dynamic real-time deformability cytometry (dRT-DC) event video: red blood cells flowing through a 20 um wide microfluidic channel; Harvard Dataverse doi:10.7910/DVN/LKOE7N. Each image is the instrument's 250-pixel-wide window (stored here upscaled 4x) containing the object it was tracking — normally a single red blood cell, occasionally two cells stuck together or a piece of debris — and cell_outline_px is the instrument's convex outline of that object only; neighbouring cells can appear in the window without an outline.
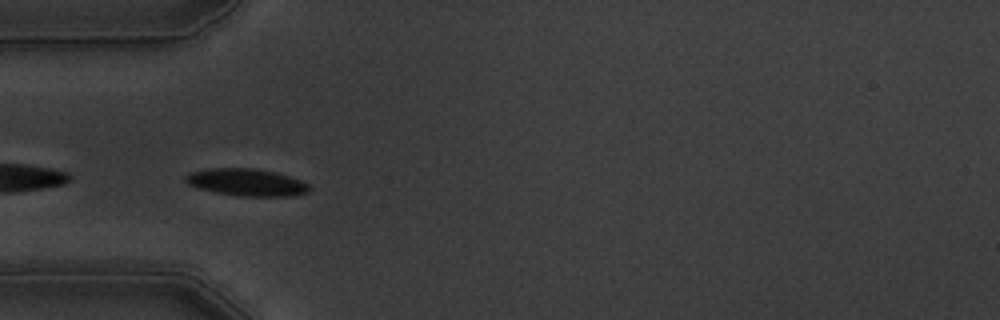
{"species": "common noctule bat (a hibernating species)", "species_latin": "Nyctalus noctula", "temperature_condition": "warm", "stored_images_in_passage": 13, "camera_frame_rate_fps": 3000, "um_per_image_px": 0.085, "animal": {"sex": "male", "body_mass_g": 19.5, "forearm_length_mm": 54.6}, "frame": {"image": 1, "passage_image": 3, "time_ms": 0.667, "image_size_px": [1000, 320], "cell_outline_px": [[312, 188], [308, 192], [292, 196], [240, 196], [216, 192], [196, 188], [188, 184], [184, 180], [184, 176], [188, 172], [208, 168], [256, 168], [276, 172], [300, 180], [308, 184]], "centroid_in_image_um": [20.93, 15.49], "position_along_channel_um": 64.1, "area_um2": 19.83}}